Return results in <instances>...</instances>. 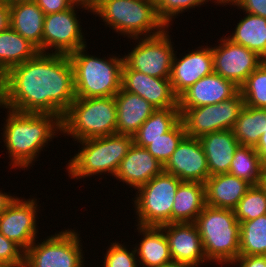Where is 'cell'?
I'll return each instance as SVG.
<instances>
[{"label": "cell", "instance_id": "obj_1", "mask_svg": "<svg viewBox=\"0 0 266 267\" xmlns=\"http://www.w3.org/2000/svg\"><path fill=\"white\" fill-rule=\"evenodd\" d=\"M10 110L48 113L63 118L75 100L69 56L39 52L7 71Z\"/></svg>", "mask_w": 266, "mask_h": 267}, {"label": "cell", "instance_id": "obj_2", "mask_svg": "<svg viewBox=\"0 0 266 267\" xmlns=\"http://www.w3.org/2000/svg\"><path fill=\"white\" fill-rule=\"evenodd\" d=\"M3 124V142L10 168L32 167L44 147L62 133V119L48 113H21L7 110ZM57 135V136H56ZM12 165V166H11Z\"/></svg>", "mask_w": 266, "mask_h": 267}, {"label": "cell", "instance_id": "obj_3", "mask_svg": "<svg viewBox=\"0 0 266 267\" xmlns=\"http://www.w3.org/2000/svg\"><path fill=\"white\" fill-rule=\"evenodd\" d=\"M87 46L69 56L76 98L114 97L121 89L123 57L89 55ZM120 57V58H119Z\"/></svg>", "mask_w": 266, "mask_h": 267}, {"label": "cell", "instance_id": "obj_4", "mask_svg": "<svg viewBox=\"0 0 266 267\" xmlns=\"http://www.w3.org/2000/svg\"><path fill=\"white\" fill-rule=\"evenodd\" d=\"M194 223L206 259L210 263L229 267L239 256L240 222L234 210L206 205Z\"/></svg>", "mask_w": 266, "mask_h": 267}, {"label": "cell", "instance_id": "obj_5", "mask_svg": "<svg viewBox=\"0 0 266 267\" xmlns=\"http://www.w3.org/2000/svg\"><path fill=\"white\" fill-rule=\"evenodd\" d=\"M82 146L68 161L67 174L71 179L103 175L115 176L122 159L134 143L129 135L114 134L77 141Z\"/></svg>", "mask_w": 266, "mask_h": 267}, {"label": "cell", "instance_id": "obj_6", "mask_svg": "<svg viewBox=\"0 0 266 267\" xmlns=\"http://www.w3.org/2000/svg\"><path fill=\"white\" fill-rule=\"evenodd\" d=\"M92 14L130 40L155 36L167 28L158 17L155 0H104Z\"/></svg>", "mask_w": 266, "mask_h": 267}, {"label": "cell", "instance_id": "obj_7", "mask_svg": "<svg viewBox=\"0 0 266 267\" xmlns=\"http://www.w3.org/2000/svg\"><path fill=\"white\" fill-rule=\"evenodd\" d=\"M74 141L117 134L114 97L75 98L62 118V135Z\"/></svg>", "mask_w": 266, "mask_h": 267}, {"label": "cell", "instance_id": "obj_8", "mask_svg": "<svg viewBox=\"0 0 266 267\" xmlns=\"http://www.w3.org/2000/svg\"><path fill=\"white\" fill-rule=\"evenodd\" d=\"M176 176L162 172L137 189L134 210L137 225L156 226L171 223V211L179 184Z\"/></svg>", "mask_w": 266, "mask_h": 267}, {"label": "cell", "instance_id": "obj_9", "mask_svg": "<svg viewBox=\"0 0 266 267\" xmlns=\"http://www.w3.org/2000/svg\"><path fill=\"white\" fill-rule=\"evenodd\" d=\"M80 234L75 229H65L35 240L25 251L24 267H85Z\"/></svg>", "mask_w": 266, "mask_h": 267}, {"label": "cell", "instance_id": "obj_10", "mask_svg": "<svg viewBox=\"0 0 266 267\" xmlns=\"http://www.w3.org/2000/svg\"><path fill=\"white\" fill-rule=\"evenodd\" d=\"M167 29L155 36L133 38L137 44L128 54L123 55L122 69H132L152 77L170 79L175 46L173 47L174 42H171V35Z\"/></svg>", "mask_w": 266, "mask_h": 267}, {"label": "cell", "instance_id": "obj_11", "mask_svg": "<svg viewBox=\"0 0 266 267\" xmlns=\"http://www.w3.org/2000/svg\"><path fill=\"white\" fill-rule=\"evenodd\" d=\"M244 105L239 90L233 97L219 104L179 108L186 136L199 139L215 131L232 130Z\"/></svg>", "mask_w": 266, "mask_h": 267}, {"label": "cell", "instance_id": "obj_12", "mask_svg": "<svg viewBox=\"0 0 266 267\" xmlns=\"http://www.w3.org/2000/svg\"><path fill=\"white\" fill-rule=\"evenodd\" d=\"M79 7L73 4L69 9L45 15L42 35V53L70 55L87 46L82 32L81 19H77ZM55 50V51H53ZM50 51V52H49Z\"/></svg>", "mask_w": 266, "mask_h": 267}, {"label": "cell", "instance_id": "obj_13", "mask_svg": "<svg viewBox=\"0 0 266 267\" xmlns=\"http://www.w3.org/2000/svg\"><path fill=\"white\" fill-rule=\"evenodd\" d=\"M212 47L214 72L241 87L264 60L252 50L224 36Z\"/></svg>", "mask_w": 266, "mask_h": 267}, {"label": "cell", "instance_id": "obj_14", "mask_svg": "<svg viewBox=\"0 0 266 267\" xmlns=\"http://www.w3.org/2000/svg\"><path fill=\"white\" fill-rule=\"evenodd\" d=\"M38 202L35 198L16 199L0 215V232L7 239L14 241L24 251L39 238L37 236Z\"/></svg>", "mask_w": 266, "mask_h": 267}, {"label": "cell", "instance_id": "obj_15", "mask_svg": "<svg viewBox=\"0 0 266 267\" xmlns=\"http://www.w3.org/2000/svg\"><path fill=\"white\" fill-rule=\"evenodd\" d=\"M164 172L176 176L182 182L205 183L210 175L200 140L185 136L164 165Z\"/></svg>", "mask_w": 266, "mask_h": 267}, {"label": "cell", "instance_id": "obj_16", "mask_svg": "<svg viewBox=\"0 0 266 267\" xmlns=\"http://www.w3.org/2000/svg\"><path fill=\"white\" fill-rule=\"evenodd\" d=\"M121 88L139 95L156 109L178 108V96L170 79L156 78L132 69H122Z\"/></svg>", "mask_w": 266, "mask_h": 267}, {"label": "cell", "instance_id": "obj_17", "mask_svg": "<svg viewBox=\"0 0 266 267\" xmlns=\"http://www.w3.org/2000/svg\"><path fill=\"white\" fill-rule=\"evenodd\" d=\"M167 237L172 260L200 267L210 263L194 222L168 223L160 226Z\"/></svg>", "mask_w": 266, "mask_h": 267}, {"label": "cell", "instance_id": "obj_18", "mask_svg": "<svg viewBox=\"0 0 266 267\" xmlns=\"http://www.w3.org/2000/svg\"><path fill=\"white\" fill-rule=\"evenodd\" d=\"M196 49L188 51L181 58H177L175 51L170 82L178 97L199 79L214 72L211 46L201 45Z\"/></svg>", "mask_w": 266, "mask_h": 267}, {"label": "cell", "instance_id": "obj_19", "mask_svg": "<svg viewBox=\"0 0 266 267\" xmlns=\"http://www.w3.org/2000/svg\"><path fill=\"white\" fill-rule=\"evenodd\" d=\"M240 90L232 81L213 72L199 79L178 97V108L219 104Z\"/></svg>", "mask_w": 266, "mask_h": 267}, {"label": "cell", "instance_id": "obj_20", "mask_svg": "<svg viewBox=\"0 0 266 267\" xmlns=\"http://www.w3.org/2000/svg\"><path fill=\"white\" fill-rule=\"evenodd\" d=\"M164 171L160 163L145 147L133 143L127 155L122 159L114 177L129 188L137 190L156 175ZM125 182V183H124Z\"/></svg>", "mask_w": 266, "mask_h": 267}, {"label": "cell", "instance_id": "obj_21", "mask_svg": "<svg viewBox=\"0 0 266 267\" xmlns=\"http://www.w3.org/2000/svg\"><path fill=\"white\" fill-rule=\"evenodd\" d=\"M251 186L229 173L210 176L205 181L206 205L234 210Z\"/></svg>", "mask_w": 266, "mask_h": 267}, {"label": "cell", "instance_id": "obj_22", "mask_svg": "<svg viewBox=\"0 0 266 267\" xmlns=\"http://www.w3.org/2000/svg\"><path fill=\"white\" fill-rule=\"evenodd\" d=\"M114 99L117 106V134L133 137L156 110L144 98L122 88Z\"/></svg>", "mask_w": 266, "mask_h": 267}, {"label": "cell", "instance_id": "obj_23", "mask_svg": "<svg viewBox=\"0 0 266 267\" xmlns=\"http://www.w3.org/2000/svg\"><path fill=\"white\" fill-rule=\"evenodd\" d=\"M199 140L206 155L209 175L228 173L234 152L240 145L233 130L215 131Z\"/></svg>", "mask_w": 266, "mask_h": 267}, {"label": "cell", "instance_id": "obj_24", "mask_svg": "<svg viewBox=\"0 0 266 267\" xmlns=\"http://www.w3.org/2000/svg\"><path fill=\"white\" fill-rule=\"evenodd\" d=\"M136 226L139 236L143 237L139 244L135 243L134 247L139 267H161L172 261L169 243L161 227Z\"/></svg>", "mask_w": 266, "mask_h": 267}, {"label": "cell", "instance_id": "obj_25", "mask_svg": "<svg viewBox=\"0 0 266 267\" xmlns=\"http://www.w3.org/2000/svg\"><path fill=\"white\" fill-rule=\"evenodd\" d=\"M10 27L42 52L45 14L36 2L9 4Z\"/></svg>", "mask_w": 266, "mask_h": 267}, {"label": "cell", "instance_id": "obj_26", "mask_svg": "<svg viewBox=\"0 0 266 267\" xmlns=\"http://www.w3.org/2000/svg\"><path fill=\"white\" fill-rule=\"evenodd\" d=\"M205 206V183L181 182L172 206L171 223L195 222Z\"/></svg>", "mask_w": 266, "mask_h": 267}, {"label": "cell", "instance_id": "obj_27", "mask_svg": "<svg viewBox=\"0 0 266 267\" xmlns=\"http://www.w3.org/2000/svg\"><path fill=\"white\" fill-rule=\"evenodd\" d=\"M245 15L237 23L234 32L227 37L234 43L252 50L266 61V19L247 12Z\"/></svg>", "mask_w": 266, "mask_h": 267}, {"label": "cell", "instance_id": "obj_28", "mask_svg": "<svg viewBox=\"0 0 266 267\" xmlns=\"http://www.w3.org/2000/svg\"><path fill=\"white\" fill-rule=\"evenodd\" d=\"M39 52L34 44L11 27L0 32V69L8 71L35 57Z\"/></svg>", "mask_w": 266, "mask_h": 267}, {"label": "cell", "instance_id": "obj_29", "mask_svg": "<svg viewBox=\"0 0 266 267\" xmlns=\"http://www.w3.org/2000/svg\"><path fill=\"white\" fill-rule=\"evenodd\" d=\"M232 130L241 146L255 147L266 130V109L244 105Z\"/></svg>", "mask_w": 266, "mask_h": 267}, {"label": "cell", "instance_id": "obj_30", "mask_svg": "<svg viewBox=\"0 0 266 267\" xmlns=\"http://www.w3.org/2000/svg\"><path fill=\"white\" fill-rule=\"evenodd\" d=\"M180 121L179 108L156 109L133 136L134 143L146 147L148 140H155L169 132Z\"/></svg>", "mask_w": 266, "mask_h": 267}, {"label": "cell", "instance_id": "obj_31", "mask_svg": "<svg viewBox=\"0 0 266 267\" xmlns=\"http://www.w3.org/2000/svg\"><path fill=\"white\" fill-rule=\"evenodd\" d=\"M262 169L261 158L254 147L239 145L234 152L228 173L251 185H258L261 183Z\"/></svg>", "mask_w": 266, "mask_h": 267}, {"label": "cell", "instance_id": "obj_32", "mask_svg": "<svg viewBox=\"0 0 266 267\" xmlns=\"http://www.w3.org/2000/svg\"><path fill=\"white\" fill-rule=\"evenodd\" d=\"M266 256V214L240 223L239 256Z\"/></svg>", "mask_w": 266, "mask_h": 267}, {"label": "cell", "instance_id": "obj_33", "mask_svg": "<svg viewBox=\"0 0 266 267\" xmlns=\"http://www.w3.org/2000/svg\"><path fill=\"white\" fill-rule=\"evenodd\" d=\"M240 92L246 106L266 109V61L247 77Z\"/></svg>", "mask_w": 266, "mask_h": 267}, {"label": "cell", "instance_id": "obj_34", "mask_svg": "<svg viewBox=\"0 0 266 267\" xmlns=\"http://www.w3.org/2000/svg\"><path fill=\"white\" fill-rule=\"evenodd\" d=\"M237 220L250 221L266 214V191L260 185H252L234 209Z\"/></svg>", "mask_w": 266, "mask_h": 267}, {"label": "cell", "instance_id": "obj_35", "mask_svg": "<svg viewBox=\"0 0 266 267\" xmlns=\"http://www.w3.org/2000/svg\"><path fill=\"white\" fill-rule=\"evenodd\" d=\"M185 136V128L180 120L169 132L162 135V137L155 140H148V145L145 148L160 163L165 165Z\"/></svg>", "mask_w": 266, "mask_h": 267}, {"label": "cell", "instance_id": "obj_36", "mask_svg": "<svg viewBox=\"0 0 266 267\" xmlns=\"http://www.w3.org/2000/svg\"><path fill=\"white\" fill-rule=\"evenodd\" d=\"M209 1L219 6L224 3V0H155L158 17L167 28L172 25V21L182 14L190 10V8L200 7L207 4Z\"/></svg>", "mask_w": 266, "mask_h": 267}, {"label": "cell", "instance_id": "obj_37", "mask_svg": "<svg viewBox=\"0 0 266 267\" xmlns=\"http://www.w3.org/2000/svg\"><path fill=\"white\" fill-rule=\"evenodd\" d=\"M102 267H139L135 248L128 250L124 243L110 242Z\"/></svg>", "mask_w": 266, "mask_h": 267}, {"label": "cell", "instance_id": "obj_38", "mask_svg": "<svg viewBox=\"0 0 266 267\" xmlns=\"http://www.w3.org/2000/svg\"><path fill=\"white\" fill-rule=\"evenodd\" d=\"M25 251L0 232V266L24 267Z\"/></svg>", "mask_w": 266, "mask_h": 267}, {"label": "cell", "instance_id": "obj_39", "mask_svg": "<svg viewBox=\"0 0 266 267\" xmlns=\"http://www.w3.org/2000/svg\"><path fill=\"white\" fill-rule=\"evenodd\" d=\"M237 6L244 12L258 15L266 19V0H224L225 5Z\"/></svg>", "mask_w": 266, "mask_h": 267}, {"label": "cell", "instance_id": "obj_40", "mask_svg": "<svg viewBox=\"0 0 266 267\" xmlns=\"http://www.w3.org/2000/svg\"><path fill=\"white\" fill-rule=\"evenodd\" d=\"M36 3L45 15L65 11L74 4L72 0H36Z\"/></svg>", "mask_w": 266, "mask_h": 267}, {"label": "cell", "instance_id": "obj_41", "mask_svg": "<svg viewBox=\"0 0 266 267\" xmlns=\"http://www.w3.org/2000/svg\"><path fill=\"white\" fill-rule=\"evenodd\" d=\"M231 265L236 267H266V256H238Z\"/></svg>", "mask_w": 266, "mask_h": 267}, {"label": "cell", "instance_id": "obj_42", "mask_svg": "<svg viewBox=\"0 0 266 267\" xmlns=\"http://www.w3.org/2000/svg\"><path fill=\"white\" fill-rule=\"evenodd\" d=\"M0 107L10 110L8 100V76L7 71L0 69Z\"/></svg>", "mask_w": 266, "mask_h": 267}, {"label": "cell", "instance_id": "obj_43", "mask_svg": "<svg viewBox=\"0 0 266 267\" xmlns=\"http://www.w3.org/2000/svg\"><path fill=\"white\" fill-rule=\"evenodd\" d=\"M10 27V8L9 3L0 1V32Z\"/></svg>", "mask_w": 266, "mask_h": 267}, {"label": "cell", "instance_id": "obj_44", "mask_svg": "<svg viewBox=\"0 0 266 267\" xmlns=\"http://www.w3.org/2000/svg\"><path fill=\"white\" fill-rule=\"evenodd\" d=\"M254 149L258 152L263 167H266V130L265 133L260 137L259 142Z\"/></svg>", "mask_w": 266, "mask_h": 267}, {"label": "cell", "instance_id": "obj_45", "mask_svg": "<svg viewBox=\"0 0 266 267\" xmlns=\"http://www.w3.org/2000/svg\"><path fill=\"white\" fill-rule=\"evenodd\" d=\"M74 4L84 7L87 13H92L97 6H99L104 0H72Z\"/></svg>", "mask_w": 266, "mask_h": 267}, {"label": "cell", "instance_id": "obj_46", "mask_svg": "<svg viewBox=\"0 0 266 267\" xmlns=\"http://www.w3.org/2000/svg\"><path fill=\"white\" fill-rule=\"evenodd\" d=\"M16 199L14 195H8L0 191V215L9 207V205Z\"/></svg>", "mask_w": 266, "mask_h": 267}, {"label": "cell", "instance_id": "obj_47", "mask_svg": "<svg viewBox=\"0 0 266 267\" xmlns=\"http://www.w3.org/2000/svg\"><path fill=\"white\" fill-rule=\"evenodd\" d=\"M161 267H193V266L187 263L172 260L170 262H167L166 264H163Z\"/></svg>", "mask_w": 266, "mask_h": 267}, {"label": "cell", "instance_id": "obj_48", "mask_svg": "<svg viewBox=\"0 0 266 267\" xmlns=\"http://www.w3.org/2000/svg\"><path fill=\"white\" fill-rule=\"evenodd\" d=\"M260 185L265 189L266 191V167H263L262 169V179Z\"/></svg>", "mask_w": 266, "mask_h": 267}, {"label": "cell", "instance_id": "obj_49", "mask_svg": "<svg viewBox=\"0 0 266 267\" xmlns=\"http://www.w3.org/2000/svg\"><path fill=\"white\" fill-rule=\"evenodd\" d=\"M3 1L8 2L9 4L23 3V2H36V0H3Z\"/></svg>", "mask_w": 266, "mask_h": 267}]
</instances>
